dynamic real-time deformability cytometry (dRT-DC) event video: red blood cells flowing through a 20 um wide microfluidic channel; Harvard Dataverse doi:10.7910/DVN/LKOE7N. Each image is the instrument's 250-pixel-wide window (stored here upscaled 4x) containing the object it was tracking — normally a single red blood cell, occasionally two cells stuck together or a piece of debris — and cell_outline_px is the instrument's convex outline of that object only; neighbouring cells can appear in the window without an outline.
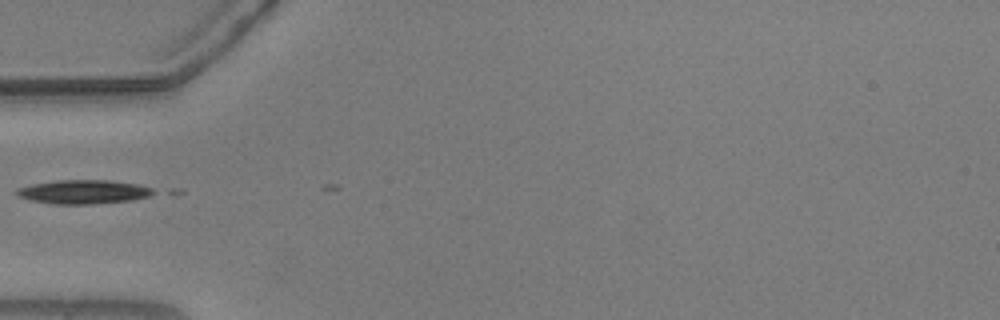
{"species": "common noctule bat (a hibernating species)", "species_latin": "Nyctalus noctula", "temperature_condition": "warm", "stored_images_in_passage": 27, "camera_frame_rate_fps": 3000, "um_per_image_px": 0.085, "animal": {"sex": "male", "body_mass_g": 20.5, "forearm_length_mm": 52.5}, "frame": {"image": 1, "passage_image": 1, "time_ms": 0.0, "image_size_px": [1000, 320], "cell_outline_px": [[156, 192], [148, 196], [132, 200], [88, 204], [56, 204], [32, 200], [16, 196], [16, 188], [32, 184], [56, 180], [112, 180], [140, 184], [152, 188]], "centroid_in_image_um": [7.1, 16.29], "position_along_channel_um": 77.9, "area_um2": 19.07}}
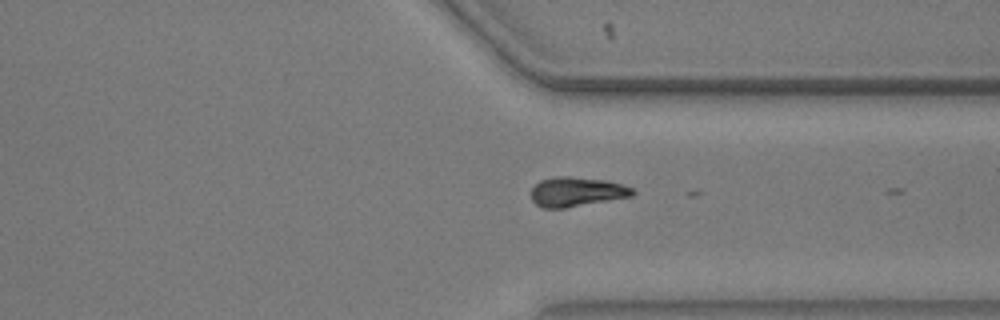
{"frame": {"image": 2, "passage_image": 24, "time_ms": 7.667, "image_size_px": [1000, 320], "cell_outline_px": [[636, 192], [632, 196], [564, 208], [540, 208], [532, 200], [532, 188], [540, 180], [552, 176], [568, 176], [608, 180], [624, 184], [632, 188]], "centroid_in_image_um": [49.02, 16.29], "position_along_channel_um": 362.4, "area_um2": 17.57}}